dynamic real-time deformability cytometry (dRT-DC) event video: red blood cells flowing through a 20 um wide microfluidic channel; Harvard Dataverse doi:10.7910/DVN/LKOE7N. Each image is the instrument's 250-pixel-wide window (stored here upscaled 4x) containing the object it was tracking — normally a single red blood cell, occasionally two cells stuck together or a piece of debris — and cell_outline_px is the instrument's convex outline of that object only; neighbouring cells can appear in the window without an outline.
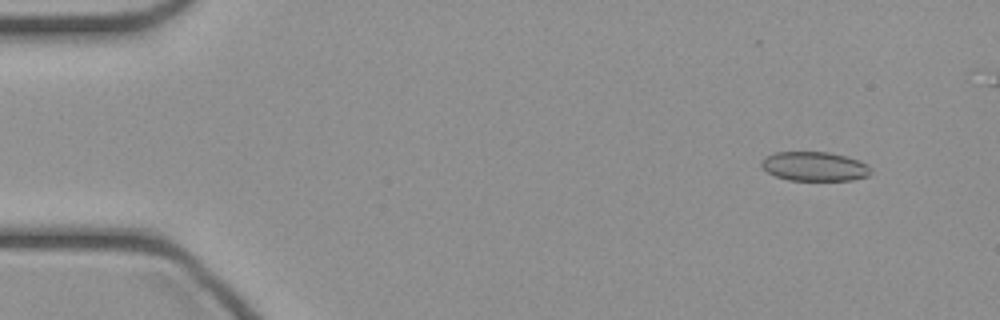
{"species": "common noctule bat (a hibernating species)", "species_latin": "Nyctalus noctula", "temperature_condition": "cold", "stored_images_in_passage": 42, "camera_frame_rate_fps": 3000, "um_per_image_px": 0.085, "animal": {"sex": "female", "body_mass_g": 21.9}, "frame": {"image": 1, "passage_image": 5, "time_ms": 1.333, "image_size_px": [1000, 320], "cell_outline_px": [[872, 172], [868, 176], [852, 180], [788, 180], [776, 176], [768, 172], [760, 164], [764, 156], [772, 152], [828, 152], [860, 160], [868, 164]], "centroid_in_image_um": [69.23, 14.14], "position_along_channel_um": 15.8, "area_um2": 18.73}}
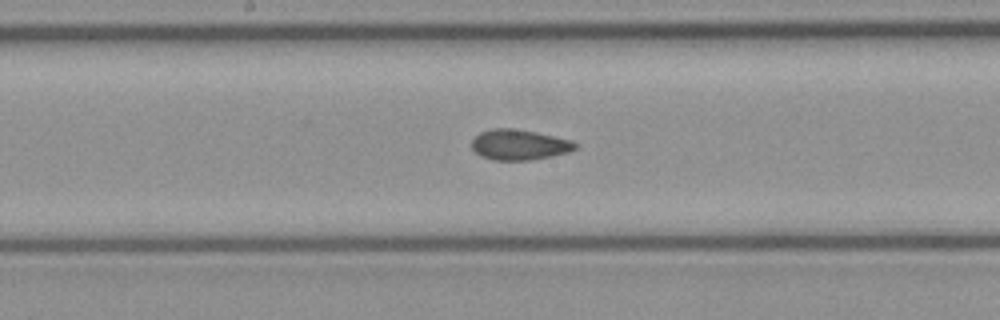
{"frame": {"image": 2, "passage_image": 25, "time_ms": 8.0, "image_size_px": [1000, 320], "cell_outline_px": [[580, 144], [576, 148], [568, 152], [528, 160], [492, 160], [480, 156], [472, 148], [472, 140], [480, 132], [492, 128], [512, 128], [536, 132], [572, 140]], "centroid_in_image_um": [44.13, 12.29], "position_along_channel_um": 204.1, "area_um2": 18.32}}
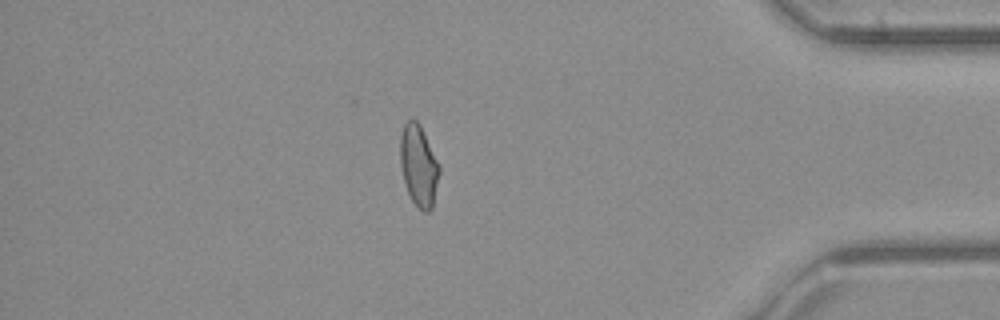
{"frame": {"image": 3, "passage_image": 41, "time_ms": 13.333, "image_size_px": [1000, 320], "cell_outline_px": [[440, 172], [432, 208], [428, 212], [424, 212], [412, 200], [408, 192], [404, 180], [400, 164], [400, 136], [404, 124], [408, 120], [416, 120], [420, 124], [440, 164]], "centroid_in_image_um": [35.6, 14.05], "position_along_channel_um": 399.6, "area_um2": 18.5}}